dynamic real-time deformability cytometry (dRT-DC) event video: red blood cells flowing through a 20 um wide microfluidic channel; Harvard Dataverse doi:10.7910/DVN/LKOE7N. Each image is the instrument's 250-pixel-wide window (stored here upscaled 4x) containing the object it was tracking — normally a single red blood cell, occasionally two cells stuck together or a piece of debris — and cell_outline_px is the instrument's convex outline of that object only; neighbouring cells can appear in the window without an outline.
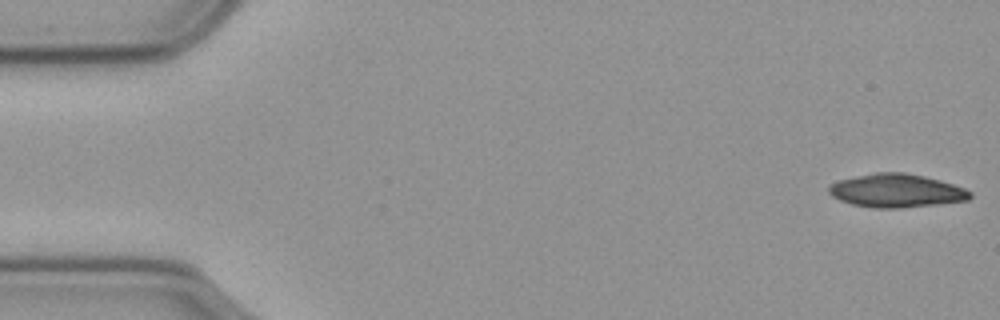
{"species": "common noctule bat (a hibernating species)", "species_latin": "Nyctalus noctula", "temperature_condition": "cold", "stored_images_in_passage": 19, "camera_frame_rate_fps": 3000, "um_per_image_px": 0.085, "animal": {"sex": "male", "body_mass_g": 23.1, "forearm_length_mm": 52.7}, "frame": {"image": 1, "passage_image": 1, "time_ms": 0.0, "image_size_px": [1000, 320], "cell_outline_px": [[972, 196], [968, 200], [936, 204], [900, 208], [876, 208], [852, 204], [840, 200], [832, 196], [828, 192], [828, 188], [836, 180], [876, 172], [904, 172], [924, 176], [940, 180], [964, 188], [972, 192]], "centroid_in_image_um": [76.18, 16.2], "position_along_channel_um": 8.8, "area_um2": 27.46}}